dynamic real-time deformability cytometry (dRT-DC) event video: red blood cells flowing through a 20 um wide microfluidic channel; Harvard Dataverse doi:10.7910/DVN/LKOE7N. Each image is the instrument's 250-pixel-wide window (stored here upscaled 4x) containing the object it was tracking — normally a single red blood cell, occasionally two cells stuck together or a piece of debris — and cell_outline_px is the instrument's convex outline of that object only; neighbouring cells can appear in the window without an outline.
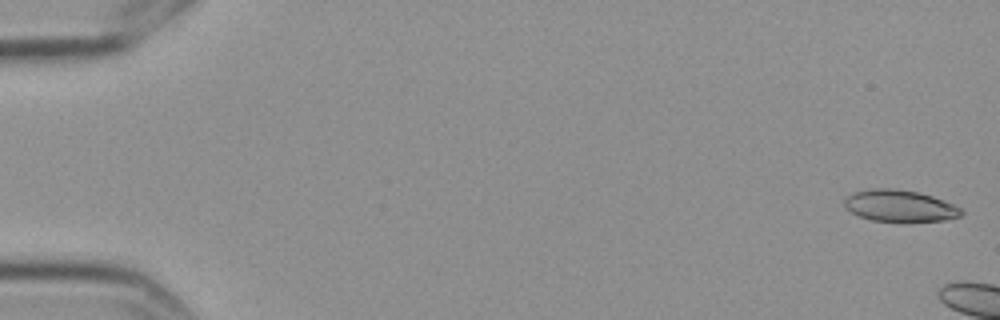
{"species": "Egyptian fruit bat (a non-hibernating species)", "species_latin": "Rousettus aegyptiacus", "temperature_condition": "cold", "stored_images_in_passage": 3, "camera_frame_rate_fps": 3000, "um_per_image_px": 0.085, "frame": {"image": 1, "passage_image": 1, "time_ms": 0.0, "image_size_px": [1000, 320], "cell_outline_px": [[964, 212], [960, 216], [944, 220], [872, 220], [860, 216], [844, 208], [844, 200], [852, 192], [872, 188], [896, 188], [920, 192], [944, 200], [964, 208]], "centroid_in_image_um": [76.49, 17.46], "position_along_channel_um": 8.5, "area_um2": 21.44}}